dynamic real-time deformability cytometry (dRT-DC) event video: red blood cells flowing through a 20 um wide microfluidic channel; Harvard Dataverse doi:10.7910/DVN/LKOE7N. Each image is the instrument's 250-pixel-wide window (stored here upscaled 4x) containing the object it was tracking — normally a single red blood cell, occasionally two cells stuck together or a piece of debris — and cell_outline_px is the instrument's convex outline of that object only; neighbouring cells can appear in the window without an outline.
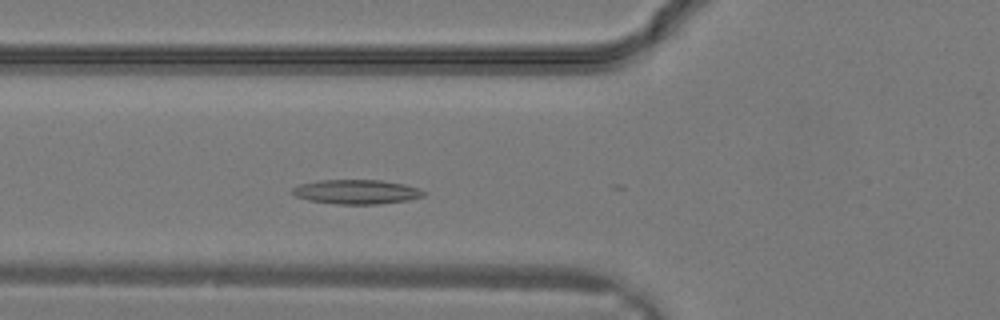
{"species": "common noctule bat (a hibernating species)", "species_latin": "Nyctalus noctula", "temperature_condition": "warm", "stored_images_in_passage": 11, "camera_frame_rate_fps": 3000, "um_per_image_px": 0.085, "animal": {"sex": "male", "body_mass_g": 19.2, "forearm_length_mm": 51.8}, "frame": {"image": 1, "passage_image": 7, "time_ms": 2.0, "image_size_px": [1000, 320], "cell_outline_px": [[428, 192], [424, 196], [408, 200], [380, 204], [336, 204], [308, 200], [296, 196], [292, 192], [292, 188], [300, 184], [320, 180], [380, 180], [404, 184], [420, 188]], "centroid_in_image_um": [30.35, 16.3], "position_along_channel_um": 95.5, "area_um2": 18.73}}
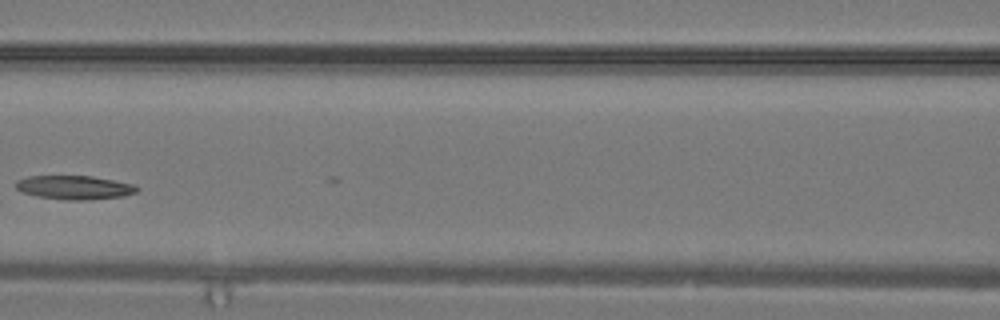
{"frame": {"image": 2, "passage_image": 10, "time_ms": 3.0, "image_size_px": [1000, 320], "cell_outline_px": [[140, 188], [136, 192], [124, 196], [84, 200], [64, 200], [36, 196], [20, 192], [12, 184], [16, 180], [28, 176], [92, 176], [136, 184]], "centroid_in_image_um": [6.29, 15.93], "position_along_channel_um": 160.3, "area_um2": 17.11}}